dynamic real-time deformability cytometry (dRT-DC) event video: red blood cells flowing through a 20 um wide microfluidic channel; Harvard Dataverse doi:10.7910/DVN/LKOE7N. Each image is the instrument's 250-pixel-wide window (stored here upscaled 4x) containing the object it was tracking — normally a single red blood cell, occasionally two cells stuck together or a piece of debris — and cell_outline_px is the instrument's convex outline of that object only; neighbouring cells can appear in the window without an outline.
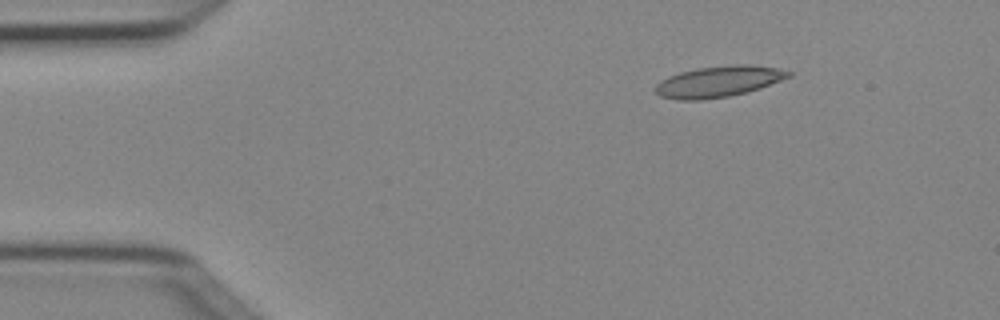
{"species": "Egyptian fruit bat (a non-hibernating species)", "species_latin": "Rousettus aegyptiacus", "temperature_condition": "cold", "stored_images_in_passage": 5, "segment_of_instrument_passage": [1, 2], "camera_frame_rate_fps": 3000, "um_per_image_px": 0.085, "animal": {"sex": "female"}, "frame": {"image": 1, "passage_image": 2, "time_ms": 0.333, "image_size_px": [1000, 320], "cell_outline_px": [[792, 76], [760, 88], [748, 92], [728, 96], [700, 100], [680, 100], [660, 96], [656, 92], [656, 84], [660, 80], [668, 76], [680, 72], [696, 68], [732, 64], [748, 64], [776, 68], [792, 72]], "centroid_in_image_um": [61.07, 6.92], "position_along_channel_um": 23.9, "area_um2": 24.1}}